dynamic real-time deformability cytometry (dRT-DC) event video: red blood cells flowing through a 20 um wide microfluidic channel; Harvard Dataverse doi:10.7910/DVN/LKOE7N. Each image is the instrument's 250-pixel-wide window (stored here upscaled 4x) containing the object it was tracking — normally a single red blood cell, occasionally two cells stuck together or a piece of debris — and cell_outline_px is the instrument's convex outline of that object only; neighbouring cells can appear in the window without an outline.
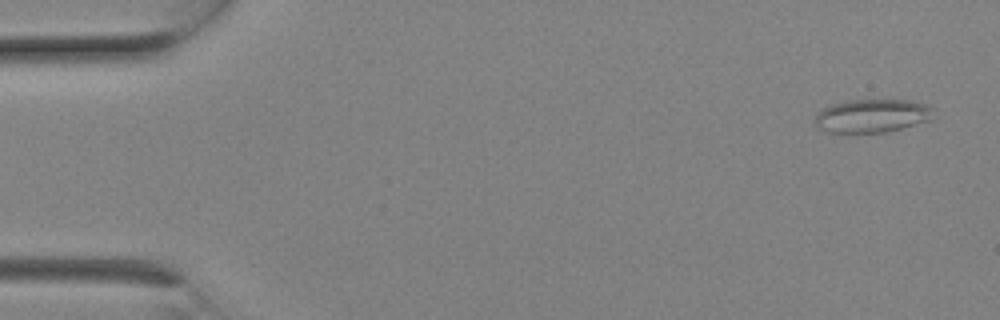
{"species": "Egyptian fruit bat (a non-hibernating species)", "species_latin": "Rousettus aegyptiacus", "temperature_condition": "room temperature", "stored_images_in_passage": 9, "camera_frame_rate_fps": 3000, "um_per_image_px": 0.085, "animal": {"sex": "female"}, "frame": {"image": 1, "passage_image": 1, "time_ms": 0.0, "image_size_px": [1000, 320], "cell_outline_px": [[932, 120], [884, 132], [828, 132], [816, 128], [816, 112], [832, 104], [848, 100], [908, 100], [924, 104], [932, 108]], "centroid_in_image_um": [74.1, 9.84], "position_along_channel_um": 10.9, "area_um2": 22.83}}
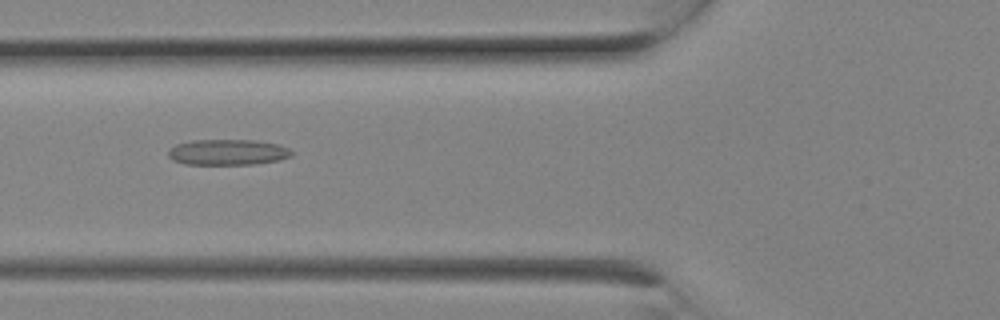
{"frame": {"image": 2, "passage_image": 8, "time_ms": 2.333, "image_size_px": [1000, 320], "cell_outline_px": [[292, 156], [280, 160], [252, 164], [184, 164], [172, 160], [168, 156], [168, 152], [176, 144], [192, 140], [256, 140], [280, 144], [288, 148], [292, 152]], "centroid_in_image_um": [19.37, 12.93], "position_along_channel_um": 106.4, "area_um2": 18.55}}
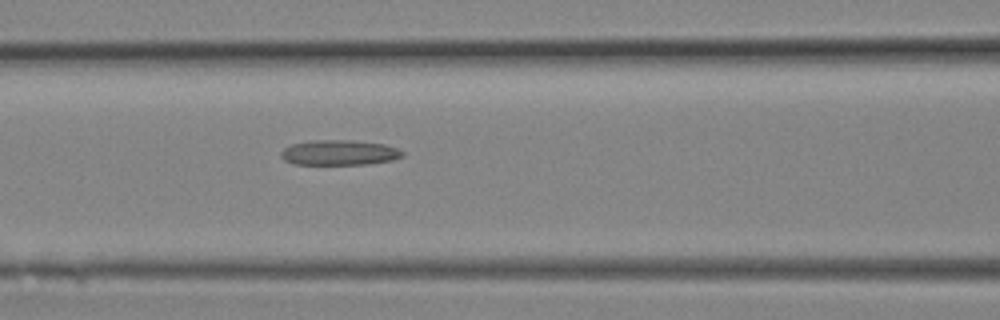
{"frame": {"image": 3, "passage_image": 9, "time_ms": 2.667, "image_size_px": [1000, 320], "cell_outline_px": [[404, 156], [392, 160], [368, 164], [292, 164], [284, 160], [280, 156], [280, 152], [284, 148], [292, 144], [316, 140], [352, 140], [384, 144], [396, 148], [404, 152]], "centroid_in_image_um": [28.83, 12.97], "position_along_channel_um": 137.8, "area_um2": 17.8}}